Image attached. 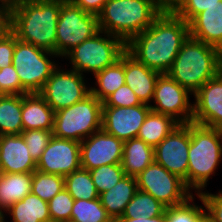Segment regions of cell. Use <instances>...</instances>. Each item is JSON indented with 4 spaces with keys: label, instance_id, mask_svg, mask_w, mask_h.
Masks as SVG:
<instances>
[{
    "label": "cell",
    "instance_id": "obj_33",
    "mask_svg": "<svg viewBox=\"0 0 222 222\" xmlns=\"http://www.w3.org/2000/svg\"><path fill=\"white\" fill-rule=\"evenodd\" d=\"M64 188V176L44 173L37 170L33 172L31 192L42 200L49 202Z\"/></svg>",
    "mask_w": 222,
    "mask_h": 222
},
{
    "label": "cell",
    "instance_id": "obj_35",
    "mask_svg": "<svg viewBox=\"0 0 222 222\" xmlns=\"http://www.w3.org/2000/svg\"><path fill=\"white\" fill-rule=\"evenodd\" d=\"M73 203V197L65 188L56 194L48 202L51 222H70Z\"/></svg>",
    "mask_w": 222,
    "mask_h": 222
},
{
    "label": "cell",
    "instance_id": "obj_14",
    "mask_svg": "<svg viewBox=\"0 0 222 222\" xmlns=\"http://www.w3.org/2000/svg\"><path fill=\"white\" fill-rule=\"evenodd\" d=\"M81 168L80 142L52 136L36 163V170L67 176Z\"/></svg>",
    "mask_w": 222,
    "mask_h": 222
},
{
    "label": "cell",
    "instance_id": "obj_13",
    "mask_svg": "<svg viewBox=\"0 0 222 222\" xmlns=\"http://www.w3.org/2000/svg\"><path fill=\"white\" fill-rule=\"evenodd\" d=\"M190 123L179 124L155 148V162L184 180L187 186Z\"/></svg>",
    "mask_w": 222,
    "mask_h": 222
},
{
    "label": "cell",
    "instance_id": "obj_27",
    "mask_svg": "<svg viewBox=\"0 0 222 222\" xmlns=\"http://www.w3.org/2000/svg\"><path fill=\"white\" fill-rule=\"evenodd\" d=\"M179 124L171 116L151 110L140 127L137 138L155 148Z\"/></svg>",
    "mask_w": 222,
    "mask_h": 222
},
{
    "label": "cell",
    "instance_id": "obj_38",
    "mask_svg": "<svg viewBox=\"0 0 222 222\" xmlns=\"http://www.w3.org/2000/svg\"><path fill=\"white\" fill-rule=\"evenodd\" d=\"M27 93L21 85L13 64L0 69V95H24Z\"/></svg>",
    "mask_w": 222,
    "mask_h": 222
},
{
    "label": "cell",
    "instance_id": "obj_26",
    "mask_svg": "<svg viewBox=\"0 0 222 222\" xmlns=\"http://www.w3.org/2000/svg\"><path fill=\"white\" fill-rule=\"evenodd\" d=\"M91 88V94L103 102L109 95L125 84L124 53L113 65L96 73Z\"/></svg>",
    "mask_w": 222,
    "mask_h": 222
},
{
    "label": "cell",
    "instance_id": "obj_29",
    "mask_svg": "<svg viewBox=\"0 0 222 222\" xmlns=\"http://www.w3.org/2000/svg\"><path fill=\"white\" fill-rule=\"evenodd\" d=\"M196 197L201 204L195 202ZM207 216L204 202L199 194L192 195L180 205L166 207L164 210L166 222H203Z\"/></svg>",
    "mask_w": 222,
    "mask_h": 222
},
{
    "label": "cell",
    "instance_id": "obj_12",
    "mask_svg": "<svg viewBox=\"0 0 222 222\" xmlns=\"http://www.w3.org/2000/svg\"><path fill=\"white\" fill-rule=\"evenodd\" d=\"M193 94L179 85L167 73L160 74L155 85L152 111L168 115L180 124H188L193 119Z\"/></svg>",
    "mask_w": 222,
    "mask_h": 222
},
{
    "label": "cell",
    "instance_id": "obj_34",
    "mask_svg": "<svg viewBox=\"0 0 222 222\" xmlns=\"http://www.w3.org/2000/svg\"><path fill=\"white\" fill-rule=\"evenodd\" d=\"M99 195L115 186L124 176L121 164H108L89 170Z\"/></svg>",
    "mask_w": 222,
    "mask_h": 222
},
{
    "label": "cell",
    "instance_id": "obj_46",
    "mask_svg": "<svg viewBox=\"0 0 222 222\" xmlns=\"http://www.w3.org/2000/svg\"><path fill=\"white\" fill-rule=\"evenodd\" d=\"M25 0H0V6H4L10 9H15L21 5Z\"/></svg>",
    "mask_w": 222,
    "mask_h": 222
},
{
    "label": "cell",
    "instance_id": "obj_41",
    "mask_svg": "<svg viewBox=\"0 0 222 222\" xmlns=\"http://www.w3.org/2000/svg\"><path fill=\"white\" fill-rule=\"evenodd\" d=\"M15 49V35L12 33L7 38L0 40V69L13 64Z\"/></svg>",
    "mask_w": 222,
    "mask_h": 222
},
{
    "label": "cell",
    "instance_id": "obj_6",
    "mask_svg": "<svg viewBox=\"0 0 222 222\" xmlns=\"http://www.w3.org/2000/svg\"><path fill=\"white\" fill-rule=\"evenodd\" d=\"M125 51L126 43L122 39L99 31L69 51L61 61L65 59L67 68L70 66V69L89 77L115 64Z\"/></svg>",
    "mask_w": 222,
    "mask_h": 222
},
{
    "label": "cell",
    "instance_id": "obj_31",
    "mask_svg": "<svg viewBox=\"0 0 222 222\" xmlns=\"http://www.w3.org/2000/svg\"><path fill=\"white\" fill-rule=\"evenodd\" d=\"M65 189L74 200H93L99 198V193L93 183L89 170L80 168L64 177Z\"/></svg>",
    "mask_w": 222,
    "mask_h": 222
},
{
    "label": "cell",
    "instance_id": "obj_7",
    "mask_svg": "<svg viewBox=\"0 0 222 222\" xmlns=\"http://www.w3.org/2000/svg\"><path fill=\"white\" fill-rule=\"evenodd\" d=\"M103 103L90 94L84 100L55 112L52 134L81 142L102 128Z\"/></svg>",
    "mask_w": 222,
    "mask_h": 222
},
{
    "label": "cell",
    "instance_id": "obj_39",
    "mask_svg": "<svg viewBox=\"0 0 222 222\" xmlns=\"http://www.w3.org/2000/svg\"><path fill=\"white\" fill-rule=\"evenodd\" d=\"M102 103L103 106L114 107H131L142 104L134 91L126 84L122 85L114 93L109 95Z\"/></svg>",
    "mask_w": 222,
    "mask_h": 222
},
{
    "label": "cell",
    "instance_id": "obj_16",
    "mask_svg": "<svg viewBox=\"0 0 222 222\" xmlns=\"http://www.w3.org/2000/svg\"><path fill=\"white\" fill-rule=\"evenodd\" d=\"M151 108L141 104L131 107H102V130L123 142L136 138Z\"/></svg>",
    "mask_w": 222,
    "mask_h": 222
},
{
    "label": "cell",
    "instance_id": "obj_19",
    "mask_svg": "<svg viewBox=\"0 0 222 222\" xmlns=\"http://www.w3.org/2000/svg\"><path fill=\"white\" fill-rule=\"evenodd\" d=\"M124 74L125 84L134 91L141 103L150 106L156 81L161 73L146 67L126 50L124 52Z\"/></svg>",
    "mask_w": 222,
    "mask_h": 222
},
{
    "label": "cell",
    "instance_id": "obj_23",
    "mask_svg": "<svg viewBox=\"0 0 222 222\" xmlns=\"http://www.w3.org/2000/svg\"><path fill=\"white\" fill-rule=\"evenodd\" d=\"M137 190L136 177L125 175L114 187L99 195L102 206L114 222L122 217Z\"/></svg>",
    "mask_w": 222,
    "mask_h": 222
},
{
    "label": "cell",
    "instance_id": "obj_2",
    "mask_svg": "<svg viewBox=\"0 0 222 222\" xmlns=\"http://www.w3.org/2000/svg\"><path fill=\"white\" fill-rule=\"evenodd\" d=\"M221 71L222 51L189 35L167 74L194 95Z\"/></svg>",
    "mask_w": 222,
    "mask_h": 222
},
{
    "label": "cell",
    "instance_id": "obj_3",
    "mask_svg": "<svg viewBox=\"0 0 222 222\" xmlns=\"http://www.w3.org/2000/svg\"><path fill=\"white\" fill-rule=\"evenodd\" d=\"M63 1H24L13 9L12 33L18 40L56 54V29Z\"/></svg>",
    "mask_w": 222,
    "mask_h": 222
},
{
    "label": "cell",
    "instance_id": "obj_36",
    "mask_svg": "<svg viewBox=\"0 0 222 222\" xmlns=\"http://www.w3.org/2000/svg\"><path fill=\"white\" fill-rule=\"evenodd\" d=\"M222 0H175L172 12L188 24L201 12L213 5H221Z\"/></svg>",
    "mask_w": 222,
    "mask_h": 222
},
{
    "label": "cell",
    "instance_id": "obj_45",
    "mask_svg": "<svg viewBox=\"0 0 222 222\" xmlns=\"http://www.w3.org/2000/svg\"><path fill=\"white\" fill-rule=\"evenodd\" d=\"M154 3L162 12L171 11L175 0H150Z\"/></svg>",
    "mask_w": 222,
    "mask_h": 222
},
{
    "label": "cell",
    "instance_id": "obj_43",
    "mask_svg": "<svg viewBox=\"0 0 222 222\" xmlns=\"http://www.w3.org/2000/svg\"><path fill=\"white\" fill-rule=\"evenodd\" d=\"M75 5L85 12L98 15L107 0H71Z\"/></svg>",
    "mask_w": 222,
    "mask_h": 222
},
{
    "label": "cell",
    "instance_id": "obj_48",
    "mask_svg": "<svg viewBox=\"0 0 222 222\" xmlns=\"http://www.w3.org/2000/svg\"><path fill=\"white\" fill-rule=\"evenodd\" d=\"M3 211L0 209V222H3L4 220V218H3Z\"/></svg>",
    "mask_w": 222,
    "mask_h": 222
},
{
    "label": "cell",
    "instance_id": "obj_15",
    "mask_svg": "<svg viewBox=\"0 0 222 222\" xmlns=\"http://www.w3.org/2000/svg\"><path fill=\"white\" fill-rule=\"evenodd\" d=\"M123 141L102 129L80 142L81 168L92 170L103 165L121 164Z\"/></svg>",
    "mask_w": 222,
    "mask_h": 222
},
{
    "label": "cell",
    "instance_id": "obj_44",
    "mask_svg": "<svg viewBox=\"0 0 222 222\" xmlns=\"http://www.w3.org/2000/svg\"><path fill=\"white\" fill-rule=\"evenodd\" d=\"M115 222H166L165 221V217H164V213L160 216H156L153 218H141L138 217L136 219L133 218H118Z\"/></svg>",
    "mask_w": 222,
    "mask_h": 222
},
{
    "label": "cell",
    "instance_id": "obj_1",
    "mask_svg": "<svg viewBox=\"0 0 222 222\" xmlns=\"http://www.w3.org/2000/svg\"><path fill=\"white\" fill-rule=\"evenodd\" d=\"M189 35L185 20L172 11L162 12L148 29L126 44V50L146 67L163 74L169 71Z\"/></svg>",
    "mask_w": 222,
    "mask_h": 222
},
{
    "label": "cell",
    "instance_id": "obj_37",
    "mask_svg": "<svg viewBox=\"0 0 222 222\" xmlns=\"http://www.w3.org/2000/svg\"><path fill=\"white\" fill-rule=\"evenodd\" d=\"M21 135L24 138L26 146L31 157L37 163L43 151L46 149L51 137L53 136L50 130H23Z\"/></svg>",
    "mask_w": 222,
    "mask_h": 222
},
{
    "label": "cell",
    "instance_id": "obj_11",
    "mask_svg": "<svg viewBox=\"0 0 222 222\" xmlns=\"http://www.w3.org/2000/svg\"><path fill=\"white\" fill-rule=\"evenodd\" d=\"M136 179L138 190L149 193L165 207L180 205L194 195L184 180L155 161L137 175Z\"/></svg>",
    "mask_w": 222,
    "mask_h": 222
},
{
    "label": "cell",
    "instance_id": "obj_8",
    "mask_svg": "<svg viewBox=\"0 0 222 222\" xmlns=\"http://www.w3.org/2000/svg\"><path fill=\"white\" fill-rule=\"evenodd\" d=\"M57 59V60H56ZM54 52L18 40L15 36L13 66L22 87L28 93H39L45 82L61 63Z\"/></svg>",
    "mask_w": 222,
    "mask_h": 222
},
{
    "label": "cell",
    "instance_id": "obj_4",
    "mask_svg": "<svg viewBox=\"0 0 222 222\" xmlns=\"http://www.w3.org/2000/svg\"><path fill=\"white\" fill-rule=\"evenodd\" d=\"M222 162V130L190 122L187 187L199 194L207 190Z\"/></svg>",
    "mask_w": 222,
    "mask_h": 222
},
{
    "label": "cell",
    "instance_id": "obj_42",
    "mask_svg": "<svg viewBox=\"0 0 222 222\" xmlns=\"http://www.w3.org/2000/svg\"><path fill=\"white\" fill-rule=\"evenodd\" d=\"M13 9L0 6V40L12 34Z\"/></svg>",
    "mask_w": 222,
    "mask_h": 222
},
{
    "label": "cell",
    "instance_id": "obj_5",
    "mask_svg": "<svg viewBox=\"0 0 222 222\" xmlns=\"http://www.w3.org/2000/svg\"><path fill=\"white\" fill-rule=\"evenodd\" d=\"M162 11L150 0H107L97 15L99 30L126 44L148 29Z\"/></svg>",
    "mask_w": 222,
    "mask_h": 222
},
{
    "label": "cell",
    "instance_id": "obj_21",
    "mask_svg": "<svg viewBox=\"0 0 222 222\" xmlns=\"http://www.w3.org/2000/svg\"><path fill=\"white\" fill-rule=\"evenodd\" d=\"M55 111L39 93L22 95L21 120L23 130L53 131Z\"/></svg>",
    "mask_w": 222,
    "mask_h": 222
},
{
    "label": "cell",
    "instance_id": "obj_49",
    "mask_svg": "<svg viewBox=\"0 0 222 222\" xmlns=\"http://www.w3.org/2000/svg\"><path fill=\"white\" fill-rule=\"evenodd\" d=\"M203 222H214L210 217H206Z\"/></svg>",
    "mask_w": 222,
    "mask_h": 222
},
{
    "label": "cell",
    "instance_id": "obj_40",
    "mask_svg": "<svg viewBox=\"0 0 222 222\" xmlns=\"http://www.w3.org/2000/svg\"><path fill=\"white\" fill-rule=\"evenodd\" d=\"M199 195L204 202L208 217L214 222H222V189L215 193L205 190Z\"/></svg>",
    "mask_w": 222,
    "mask_h": 222
},
{
    "label": "cell",
    "instance_id": "obj_17",
    "mask_svg": "<svg viewBox=\"0 0 222 222\" xmlns=\"http://www.w3.org/2000/svg\"><path fill=\"white\" fill-rule=\"evenodd\" d=\"M192 122L222 130V71L193 95Z\"/></svg>",
    "mask_w": 222,
    "mask_h": 222
},
{
    "label": "cell",
    "instance_id": "obj_25",
    "mask_svg": "<svg viewBox=\"0 0 222 222\" xmlns=\"http://www.w3.org/2000/svg\"><path fill=\"white\" fill-rule=\"evenodd\" d=\"M33 172H0V209L4 212L31 192Z\"/></svg>",
    "mask_w": 222,
    "mask_h": 222
},
{
    "label": "cell",
    "instance_id": "obj_10",
    "mask_svg": "<svg viewBox=\"0 0 222 222\" xmlns=\"http://www.w3.org/2000/svg\"><path fill=\"white\" fill-rule=\"evenodd\" d=\"M85 77L60 63L39 94L55 112L70 107L91 94L90 79Z\"/></svg>",
    "mask_w": 222,
    "mask_h": 222
},
{
    "label": "cell",
    "instance_id": "obj_18",
    "mask_svg": "<svg viewBox=\"0 0 222 222\" xmlns=\"http://www.w3.org/2000/svg\"><path fill=\"white\" fill-rule=\"evenodd\" d=\"M36 170L22 135H0V172L30 173Z\"/></svg>",
    "mask_w": 222,
    "mask_h": 222
},
{
    "label": "cell",
    "instance_id": "obj_32",
    "mask_svg": "<svg viewBox=\"0 0 222 222\" xmlns=\"http://www.w3.org/2000/svg\"><path fill=\"white\" fill-rule=\"evenodd\" d=\"M70 222H114L102 206L100 198L74 200Z\"/></svg>",
    "mask_w": 222,
    "mask_h": 222
},
{
    "label": "cell",
    "instance_id": "obj_28",
    "mask_svg": "<svg viewBox=\"0 0 222 222\" xmlns=\"http://www.w3.org/2000/svg\"><path fill=\"white\" fill-rule=\"evenodd\" d=\"M22 95H0V135H21Z\"/></svg>",
    "mask_w": 222,
    "mask_h": 222
},
{
    "label": "cell",
    "instance_id": "obj_22",
    "mask_svg": "<svg viewBox=\"0 0 222 222\" xmlns=\"http://www.w3.org/2000/svg\"><path fill=\"white\" fill-rule=\"evenodd\" d=\"M3 215V222H51L48 202L32 192L10 206Z\"/></svg>",
    "mask_w": 222,
    "mask_h": 222
},
{
    "label": "cell",
    "instance_id": "obj_30",
    "mask_svg": "<svg viewBox=\"0 0 222 222\" xmlns=\"http://www.w3.org/2000/svg\"><path fill=\"white\" fill-rule=\"evenodd\" d=\"M165 206L157 199L141 190H137L133 198L127 204L122 217L119 218H153L164 213Z\"/></svg>",
    "mask_w": 222,
    "mask_h": 222
},
{
    "label": "cell",
    "instance_id": "obj_47",
    "mask_svg": "<svg viewBox=\"0 0 222 222\" xmlns=\"http://www.w3.org/2000/svg\"><path fill=\"white\" fill-rule=\"evenodd\" d=\"M28 2H37V1H55V0H25Z\"/></svg>",
    "mask_w": 222,
    "mask_h": 222
},
{
    "label": "cell",
    "instance_id": "obj_20",
    "mask_svg": "<svg viewBox=\"0 0 222 222\" xmlns=\"http://www.w3.org/2000/svg\"><path fill=\"white\" fill-rule=\"evenodd\" d=\"M190 36L222 51V1L199 13L189 23Z\"/></svg>",
    "mask_w": 222,
    "mask_h": 222
},
{
    "label": "cell",
    "instance_id": "obj_9",
    "mask_svg": "<svg viewBox=\"0 0 222 222\" xmlns=\"http://www.w3.org/2000/svg\"><path fill=\"white\" fill-rule=\"evenodd\" d=\"M99 31L97 15L83 11L71 0H64L56 29V55L62 59L69 51Z\"/></svg>",
    "mask_w": 222,
    "mask_h": 222
},
{
    "label": "cell",
    "instance_id": "obj_24",
    "mask_svg": "<svg viewBox=\"0 0 222 222\" xmlns=\"http://www.w3.org/2000/svg\"><path fill=\"white\" fill-rule=\"evenodd\" d=\"M154 161V147L142 139L136 137L123 143L121 165L125 175L136 177Z\"/></svg>",
    "mask_w": 222,
    "mask_h": 222
}]
</instances>
